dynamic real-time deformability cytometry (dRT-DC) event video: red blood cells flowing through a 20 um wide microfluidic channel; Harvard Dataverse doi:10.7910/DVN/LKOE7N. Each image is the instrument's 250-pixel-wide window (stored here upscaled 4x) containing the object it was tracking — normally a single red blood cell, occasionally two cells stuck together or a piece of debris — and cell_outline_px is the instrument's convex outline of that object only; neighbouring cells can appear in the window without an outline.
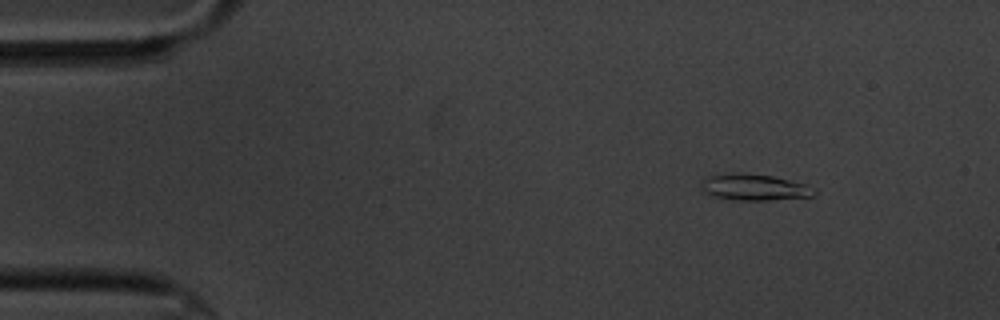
{"species": "common noctule bat (a hibernating species)", "species_latin": "Nyctalus noctula", "temperature_condition": "cold", "stored_images_in_passage": 9, "camera_frame_rate_fps": 3000, "um_per_image_px": 0.085, "animal": {"sex": "male", "body_mass_g": 20.1, "forearm_length_mm": 53.5}, "frame": {"image": 1, "passage_image": 1, "time_ms": 0.0, "image_size_px": [1000, 320], "cell_outline_px": [[816, 192], [812, 196], [768, 200], [740, 200], [712, 196], [704, 192], [704, 180], [708, 176], [732, 172], [740, 172], [772, 176], [804, 184]], "centroid_in_image_um": [64.09, 15.91], "position_along_channel_um": 20.9, "area_um2": 16.88}}
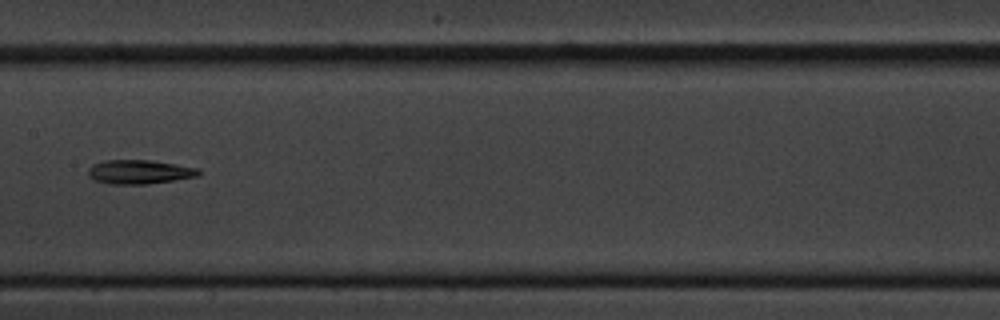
{"frame": {"image": 2, "passage_image": 7, "time_ms": 7.333, "image_size_px": [1000, 320], "cell_outline_px": [[200, 176], [148, 184], [112, 184], [96, 180], [88, 176], [88, 168], [92, 164], [104, 160], [152, 160], [200, 168]], "centroid_in_image_um": [11.87, 14.6], "position_along_channel_um": 195.5, "area_um2": 15.61}}
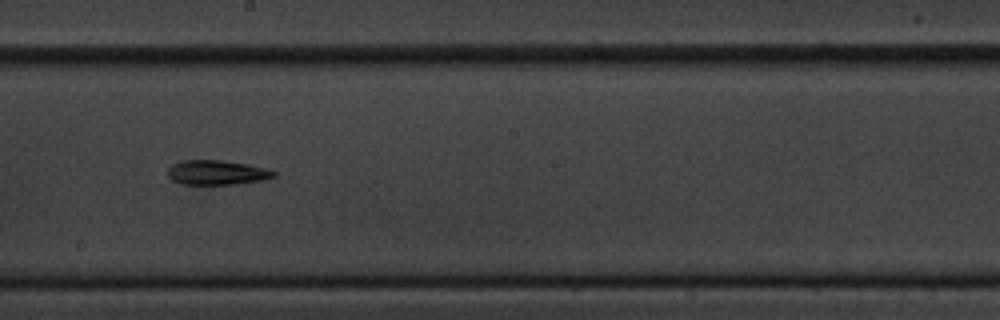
{"frame": {"image": 3, "passage_image": 8, "time_ms": 8.333, "image_size_px": [1000, 320], "cell_outline_px": [[276, 176], [264, 180], [236, 184], [180, 184], [172, 180], [168, 176], [168, 168], [172, 164], [184, 160], [220, 160], [248, 164], [264, 168], [276, 172]], "centroid_in_image_um": [18.42, 14.67], "position_along_channel_um": 229.8, "area_um2": 15.2}}